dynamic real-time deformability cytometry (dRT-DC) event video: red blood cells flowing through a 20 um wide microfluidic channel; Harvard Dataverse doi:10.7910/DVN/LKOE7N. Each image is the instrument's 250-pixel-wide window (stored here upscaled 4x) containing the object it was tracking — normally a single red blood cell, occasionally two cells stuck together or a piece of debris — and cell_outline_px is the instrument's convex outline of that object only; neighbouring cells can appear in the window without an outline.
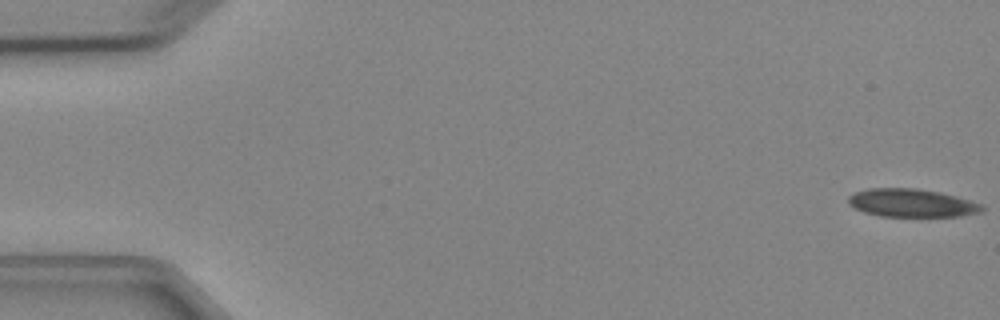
{"species": "Egyptian fruit bat (a non-hibernating species)", "species_latin": "Rousettus aegyptiacus", "temperature_condition": "cold", "stored_images_in_passage": 5, "camera_frame_rate_fps": 3000, "um_per_image_px": 0.085, "animal": {"sex": "female"}, "frame": {"image": 1, "passage_image": 1, "time_ms": 0.0, "image_size_px": [1000, 320], "cell_outline_px": [[984, 212], [960, 216], [880, 216], [864, 212], [848, 204], [848, 196], [856, 192], [868, 188], [916, 188], [940, 192], [956, 196], [984, 204]], "centroid_in_image_um": [77.53, 17.25], "position_along_channel_um": 7.5, "area_um2": 22.02}}
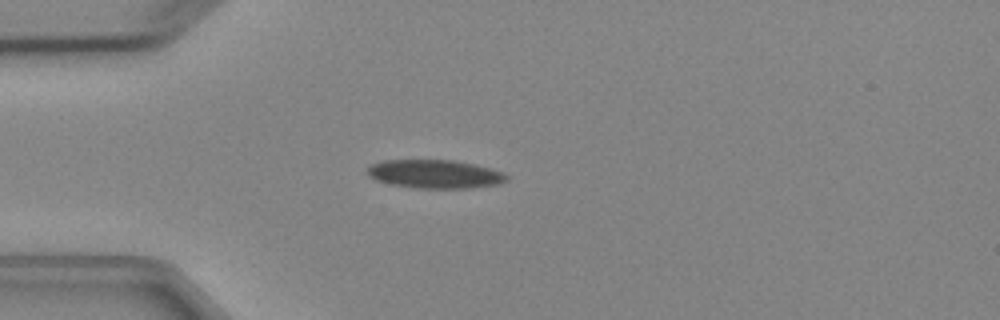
{"frame": {"image": 2, "passage_image": 4, "time_ms": 4.333, "image_size_px": [1000, 320], "cell_outline_px": [[508, 180], [500, 184], [468, 188], [416, 188], [392, 184], [376, 180], [368, 176], [364, 172], [372, 164], [384, 160], [452, 160], [492, 168], [504, 172], [508, 176]], "centroid_in_image_um": [36.97, 14.79], "position_along_channel_um": 48.0, "area_um2": 23.24}}